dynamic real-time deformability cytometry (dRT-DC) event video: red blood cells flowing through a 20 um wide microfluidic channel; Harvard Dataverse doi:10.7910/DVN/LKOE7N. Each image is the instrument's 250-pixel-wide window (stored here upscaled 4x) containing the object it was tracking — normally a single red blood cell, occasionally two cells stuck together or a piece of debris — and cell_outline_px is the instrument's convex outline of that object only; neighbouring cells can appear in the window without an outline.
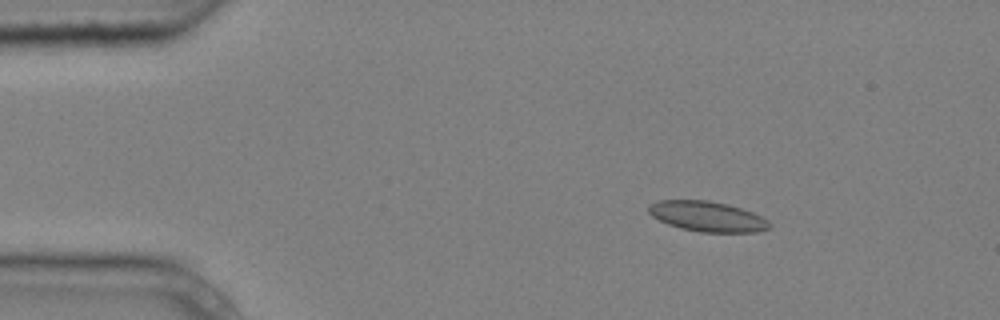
{"species": "common noctule bat (a hibernating species)", "species_latin": "Nyctalus noctula", "temperature_condition": "cold", "stored_images_in_passage": 3, "camera_frame_rate_fps": 3000, "um_per_image_px": 0.085, "animal": {"sex": "male", "body_mass_g": 20.4}, "frame": {"image": 1, "passage_image": 1, "time_ms": 0.0, "image_size_px": [1000, 320], "cell_outline_px": [[772, 224], [768, 228], [756, 232], [700, 232], [680, 228], [668, 224], [652, 216], [648, 212], [648, 204], [660, 200], [708, 200], [728, 204], [752, 212], [768, 220]], "centroid_in_image_um": [60.1, 18.39], "position_along_channel_um": 24.9, "area_um2": 21.27}}